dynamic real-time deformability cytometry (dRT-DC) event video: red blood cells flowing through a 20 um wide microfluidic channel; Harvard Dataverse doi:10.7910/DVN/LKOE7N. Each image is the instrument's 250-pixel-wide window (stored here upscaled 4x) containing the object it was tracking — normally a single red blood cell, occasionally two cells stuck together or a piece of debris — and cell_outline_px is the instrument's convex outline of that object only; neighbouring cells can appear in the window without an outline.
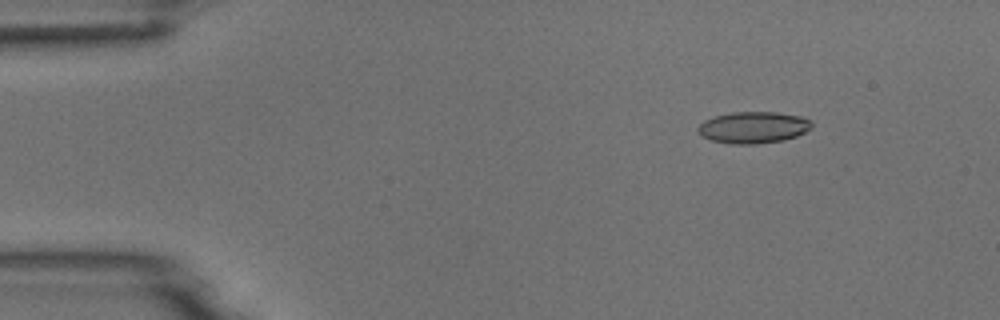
{"species": "common noctule bat (a hibernating species)", "species_latin": "Nyctalus noctula", "temperature_condition": "room temperature", "stored_images_in_passage": 7, "camera_frame_rate_fps": 3000, "um_per_image_px": 0.085, "animal": {"sex": "male", "body_mass_g": 18.8}, "frame": {"image": 1, "passage_image": 2, "time_ms": 1.0, "image_size_px": [1000, 320], "cell_outline_px": [[812, 128], [796, 136], [784, 140], [756, 144], [732, 144], [712, 140], [700, 136], [696, 128], [704, 120], [716, 116], [732, 112], [772, 112], [804, 116], [812, 124]], "centroid_in_image_um": [64.02, 10.83], "position_along_channel_um": 21.0, "area_um2": 20.98}}
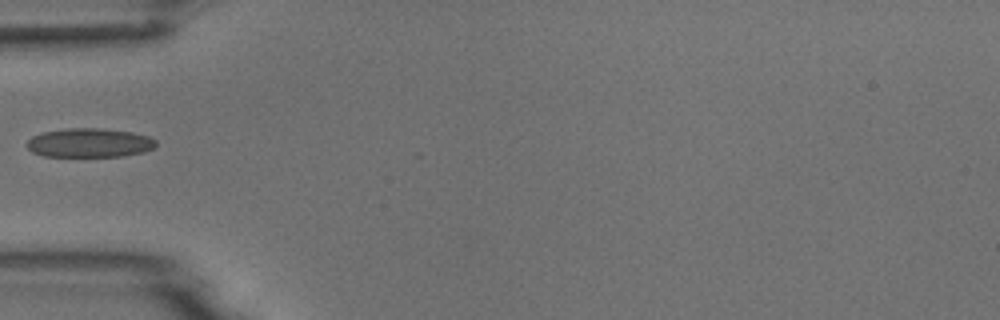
{"frame": {"image": 2, "passage_image": 5, "time_ms": 4.667, "image_size_px": [1000, 320], "cell_outline_px": [[156, 144], [152, 148], [144, 152], [124, 156], [44, 156], [32, 152], [28, 148], [28, 140], [32, 136], [44, 132], [68, 128], [100, 128], [132, 132], [148, 136], [156, 140]], "centroid_in_image_um": [7.62, 12.14], "position_along_channel_um": 77.4, "area_um2": 21.73}}